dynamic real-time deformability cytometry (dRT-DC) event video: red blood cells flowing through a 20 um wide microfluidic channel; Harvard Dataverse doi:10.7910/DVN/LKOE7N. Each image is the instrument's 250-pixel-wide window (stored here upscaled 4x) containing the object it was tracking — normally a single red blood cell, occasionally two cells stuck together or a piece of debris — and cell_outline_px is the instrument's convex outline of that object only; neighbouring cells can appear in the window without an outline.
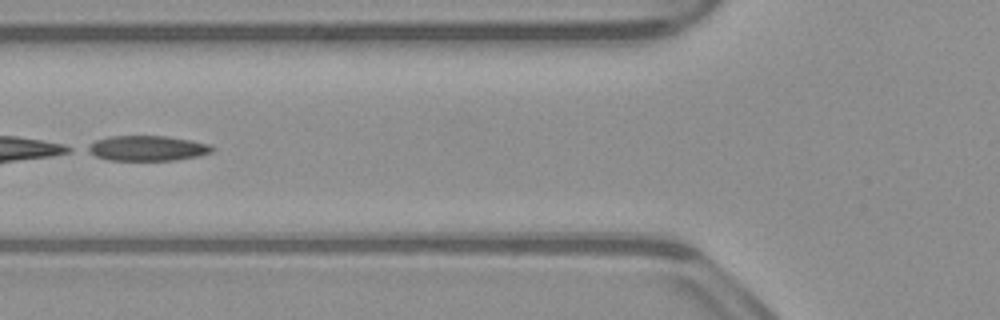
{"species": "common noctule bat (a hibernating species)", "species_latin": "Nyctalus noctula", "temperature_condition": "warm", "stored_images_in_passage": 50, "camera_frame_rate_fps": 3000, "um_per_image_px": 0.085, "animal": {"sex": "male", "body_mass_g": 23.1, "forearm_length_mm": 52.7}, "frame": {"image": 1, "passage_image": 19, "time_ms": 6.0, "image_size_px": [1000, 320], "cell_outline_px": [[216, 148], [212, 152], [200, 156], [176, 160], [108, 160], [96, 156], [88, 152], [84, 148], [96, 140], [112, 136], [168, 136], [192, 140], [208, 144]], "centroid_in_image_um": [12.54, 12.6], "position_along_channel_um": 113.3, "area_um2": 18.38}}
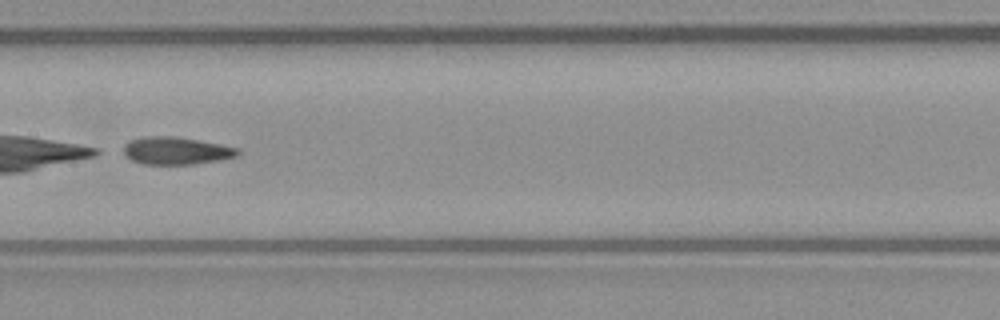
{"frame": {"image": 2, "passage_image": 25, "time_ms": 8.0, "image_size_px": [1000, 320], "cell_outline_px": [[240, 152], [236, 156], [216, 160], [192, 164], [144, 164], [132, 160], [124, 152], [124, 144], [132, 140], [144, 136], [176, 136], [220, 144], [240, 148]], "centroid_in_image_um": [14.98, 12.8], "position_along_channel_um": 192.4, "area_um2": 18.09}}
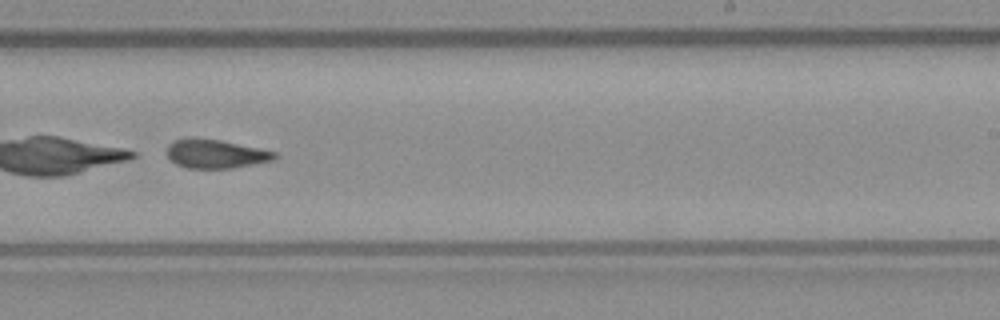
{"frame": {"image": 3, "passage_image": 31, "time_ms": 10.0, "image_size_px": [1000, 320], "cell_outline_px": [[280, 156], [276, 160], [232, 168], [188, 168], [176, 164], [168, 156], [168, 144], [172, 140], [192, 136], [220, 140], [276, 152]], "centroid_in_image_um": [18.34, 13.06], "position_along_channel_um": 270.7, "area_um2": 18.26}}